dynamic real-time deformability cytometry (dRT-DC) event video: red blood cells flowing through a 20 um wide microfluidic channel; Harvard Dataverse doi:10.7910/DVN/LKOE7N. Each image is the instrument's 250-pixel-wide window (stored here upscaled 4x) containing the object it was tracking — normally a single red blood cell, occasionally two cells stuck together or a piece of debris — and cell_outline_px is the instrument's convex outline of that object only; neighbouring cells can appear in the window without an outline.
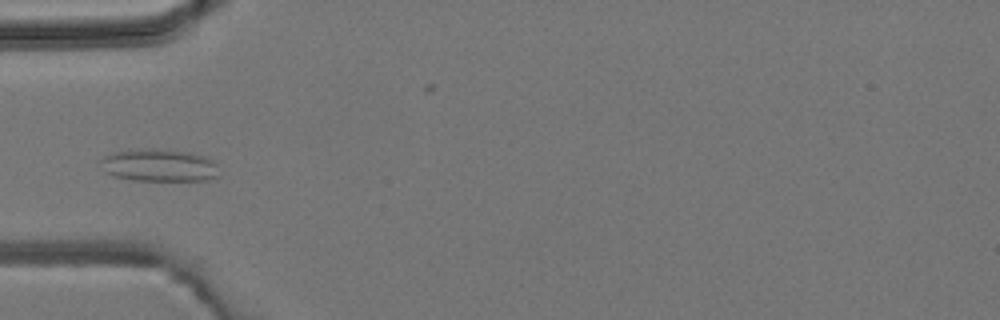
{"species": "common noctule bat (a hibernating species)", "species_latin": "Nyctalus noctula", "temperature_condition": "room temperature", "stored_images_in_passage": 4, "camera_frame_rate_fps": 3000, "um_per_image_px": 0.085, "animal": {"sex": "male", "body_mass_g": 19.2, "forearm_length_mm": 51.8}, "frame": {"image": 1, "passage_image": 3, "time_ms": 2.333, "image_size_px": [1000, 320], "cell_outline_px": [[220, 176], [208, 180], [132, 180], [112, 176], [104, 172], [100, 160], [104, 156], [128, 148], [152, 148], [192, 152], [204, 156], [212, 160], [216, 164]], "centroid_in_image_um": [13.51, 14.04], "position_along_channel_um": 71.5, "area_um2": 22.83}}